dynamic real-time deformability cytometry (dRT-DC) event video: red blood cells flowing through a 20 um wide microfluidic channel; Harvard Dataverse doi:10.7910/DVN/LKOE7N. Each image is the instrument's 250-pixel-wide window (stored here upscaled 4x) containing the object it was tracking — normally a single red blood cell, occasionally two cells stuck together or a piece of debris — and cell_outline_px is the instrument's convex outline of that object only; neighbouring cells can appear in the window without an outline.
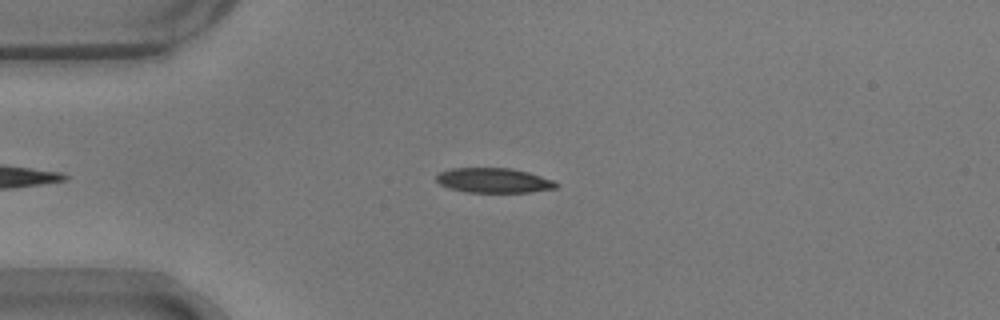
{"species": "common noctule bat (a hibernating species)", "species_latin": "Nyctalus noctula", "temperature_condition": "warm", "stored_images_in_passage": 40, "camera_frame_rate_fps": 3000, "um_per_image_px": 0.085, "animal": {"sex": "male", "body_mass_g": 17.9}, "frame": {"image": 1, "passage_image": 3, "time_ms": 0.667, "image_size_px": [1000, 320], "cell_outline_px": [[560, 184], [556, 188], [532, 192], [468, 192], [448, 188], [440, 184], [436, 180], [436, 176], [440, 172], [452, 168], [512, 168], [528, 172], [552, 180]], "centroid_in_image_um": [41.97, 15.33], "position_along_channel_um": 43.0, "area_um2": 17.28}}
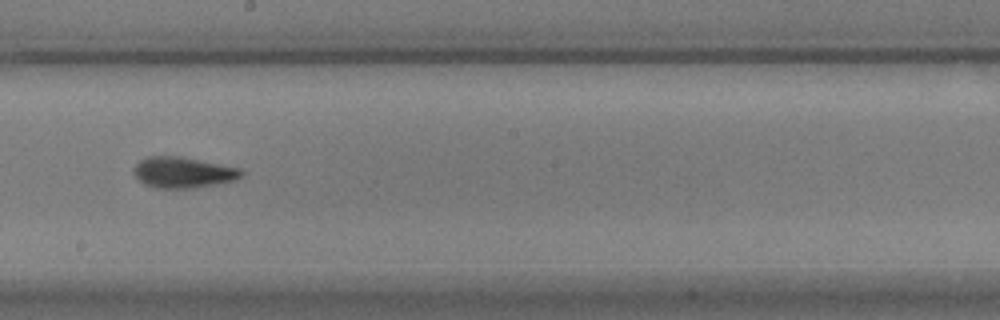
{"frame": {"image": 2, "passage_image": 20, "time_ms": 6.333, "image_size_px": [1000, 320], "cell_outline_px": [[244, 172], [236, 180], [196, 188], [156, 188], [144, 184], [132, 172], [132, 168], [140, 160], [148, 156], [180, 156], [240, 168]], "centroid_in_image_um": [15.54, 14.66], "position_along_channel_um": 232.7, "area_um2": 19.42}}
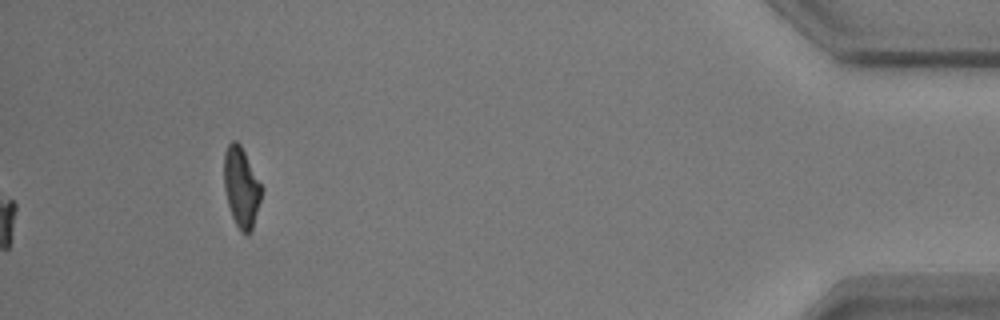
{"frame": {"image": 3, "passage_image": 40, "time_ms": 13.0, "image_size_px": [1000, 320], "cell_outline_px": [[264, 188], [252, 232], [248, 236], [244, 236], [240, 232], [232, 216], [228, 204], [224, 188], [224, 152], [228, 144], [232, 140], [236, 140], [240, 144]], "centroid_in_image_um": [20.53, 15.96], "position_along_channel_um": 414.7, "area_um2": 17.92}, "authors_computed_cell_mechanics": {"area_um2": 18.4671, "velocity_mm_per_s": 3.7084, "shape_relaxation_time_tau1_ms": 2.9657, "shape_relaxation_time_tau2_ms": 1.4961, "deformation_change_tau1": 0.1596, "deformation_change_tau2": 0.0665}}